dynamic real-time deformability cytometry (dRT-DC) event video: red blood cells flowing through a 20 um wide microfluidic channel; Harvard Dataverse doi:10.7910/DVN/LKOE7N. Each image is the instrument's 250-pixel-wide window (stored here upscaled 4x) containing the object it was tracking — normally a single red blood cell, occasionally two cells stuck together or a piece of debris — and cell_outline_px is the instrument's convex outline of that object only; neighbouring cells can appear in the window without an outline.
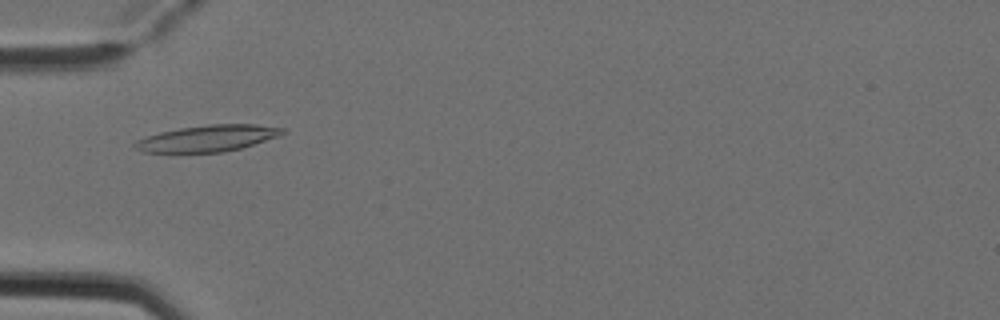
{"species": "Egyptian fruit bat (a non-hibernating species)", "species_latin": "Rousettus aegyptiacus", "temperature_condition": "cold", "stored_images_in_passage": 6, "camera_frame_rate_fps": 3000, "um_per_image_px": 0.085, "animal": {"sex": "female"}, "frame": {"image": 1, "passage_image": 4, "time_ms": 1.0, "image_size_px": [1000, 320], "cell_outline_px": [[284, 132], [280, 136], [240, 148], [224, 152], [144, 152], [136, 148], [132, 144], [136, 140], [160, 132], [180, 128], [208, 124], [256, 124], [284, 128]], "centroid_in_image_um": [17.66, 11.75], "position_along_channel_um": 67.3, "area_um2": 22.54}}
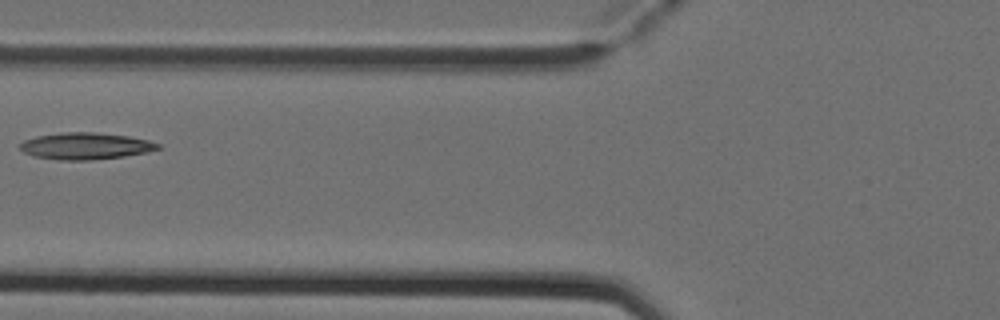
{"frame": {"image": 2, "passage_image": 5, "time_ms": 1.333, "image_size_px": [1000, 320], "cell_outline_px": [[164, 148], [148, 152], [124, 156], [92, 160], [60, 160], [32, 156], [24, 152], [20, 148], [20, 144], [24, 140], [36, 136], [60, 132], [96, 132], [128, 136], [148, 140], [160, 144]], "centroid_in_image_um": [7.29, 12.41], "position_along_channel_um": 118.5, "area_um2": 21.68}}
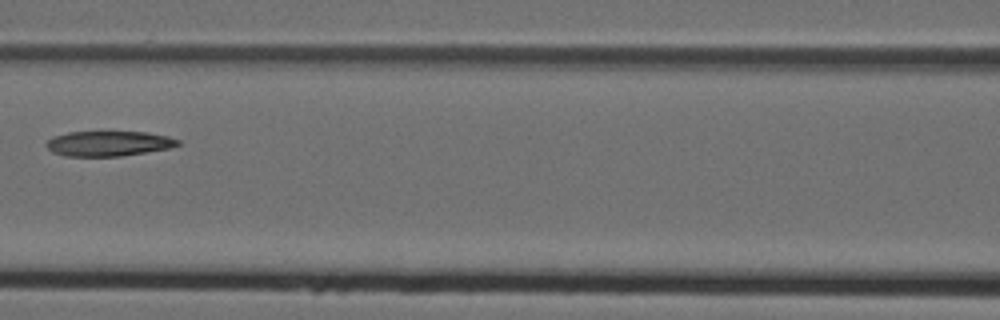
{"frame": {"image": 3, "passage_image": 6, "time_ms": 1.667, "image_size_px": [1000, 320], "cell_outline_px": [[180, 144], [168, 148], [120, 156], [64, 156], [52, 152], [44, 144], [52, 136], [68, 132], [148, 132], [168, 136], [180, 140]], "centroid_in_image_um": [9.19, 12.19], "position_along_channel_um": 157.4, "area_um2": 19.19}}